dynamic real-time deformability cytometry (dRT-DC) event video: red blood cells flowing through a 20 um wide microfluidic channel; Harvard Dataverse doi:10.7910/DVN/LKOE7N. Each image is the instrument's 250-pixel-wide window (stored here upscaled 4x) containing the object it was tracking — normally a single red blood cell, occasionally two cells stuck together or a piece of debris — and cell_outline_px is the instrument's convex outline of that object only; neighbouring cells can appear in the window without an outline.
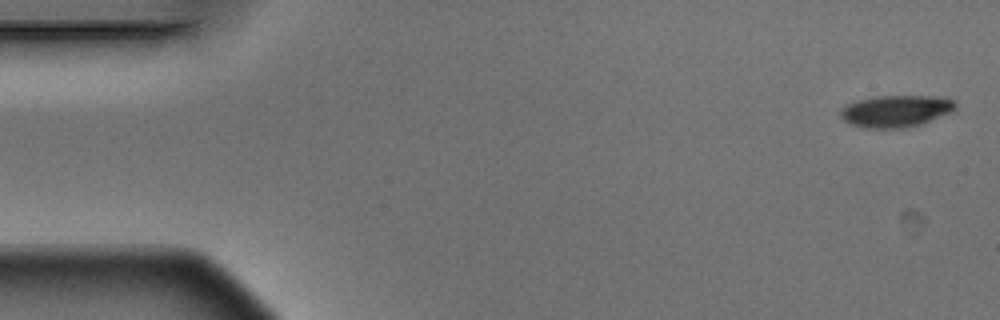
{"species": "Egyptian fruit bat (a non-hibernating species)", "species_latin": "Rousettus aegyptiacus", "temperature_condition": "warm", "stored_images_in_passage": 5, "camera_frame_rate_fps": 3000, "um_per_image_px": 0.085, "animal": {"sex": "male"}, "frame": {"image": 1, "passage_image": 1, "time_ms": 0.0, "image_size_px": [1000, 320], "cell_outline_px": [[956, 108], [948, 112], [920, 124], [904, 128], [864, 128], [852, 124], [844, 120], [840, 116], [840, 112], [848, 104], [856, 100], [876, 96], [948, 96], [956, 100]], "centroid_in_image_um": [76.17, 9.42], "position_along_channel_um": 8.8, "area_um2": 21.27}}
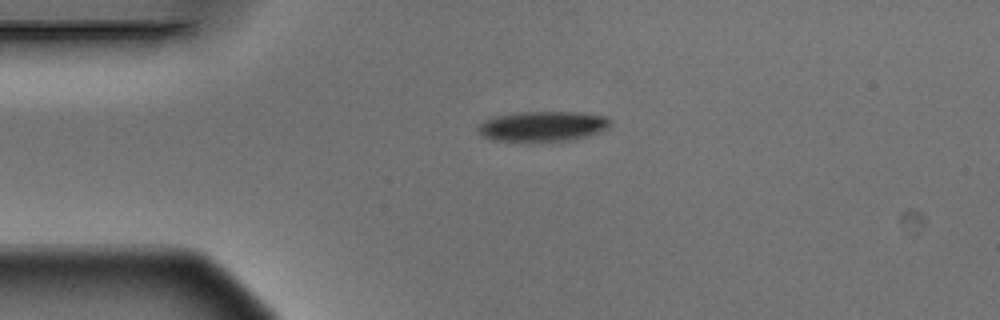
{"frame": {"image": 2, "passage_image": 4, "time_ms": 1.0, "image_size_px": [1000, 320], "cell_outline_px": [[608, 128], [588, 136], [572, 140], [492, 140], [484, 136], [480, 132], [480, 124], [484, 120], [496, 116], [516, 112], [576, 112], [604, 116], [608, 120]], "centroid_in_image_um": [46.13, 10.72], "position_along_channel_um": 38.9, "area_um2": 22.54}}